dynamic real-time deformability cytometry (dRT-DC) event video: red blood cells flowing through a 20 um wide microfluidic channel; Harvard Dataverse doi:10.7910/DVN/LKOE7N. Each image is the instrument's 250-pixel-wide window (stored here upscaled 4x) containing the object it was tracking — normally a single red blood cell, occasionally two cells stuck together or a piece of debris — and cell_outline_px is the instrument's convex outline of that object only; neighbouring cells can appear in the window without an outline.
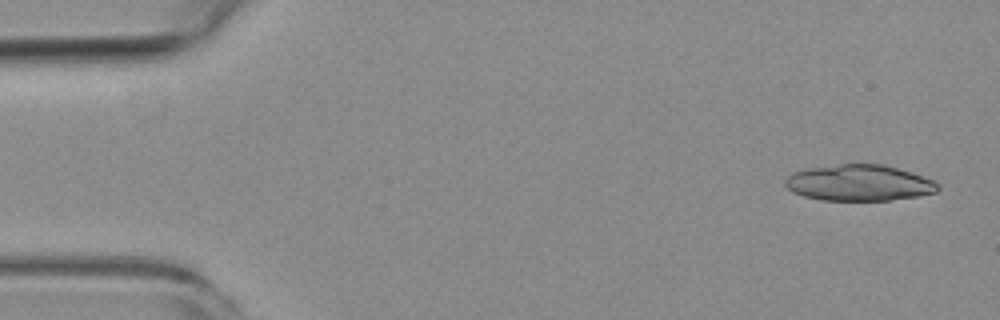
{"species": "common noctule bat (a hibernating species)", "species_latin": "Nyctalus noctula", "temperature_condition": "room temperature", "stored_images_in_passage": 6, "camera_frame_rate_fps": 3000, "um_per_image_px": 0.085, "animal": {"sex": "female", "body_mass_g": 19.3, "forearm_length_mm": 54.1}, "frame": {"image": 1, "passage_image": 1, "time_ms": 0.0, "image_size_px": [1000, 320], "cell_outline_px": [[940, 188], [936, 192], [920, 196], [888, 200], [820, 200], [804, 196], [792, 192], [784, 184], [784, 180], [792, 172], [804, 168], [840, 164], [884, 164], [912, 172], [936, 180], [940, 184]], "centroid_in_image_um": [73.04, 15.53], "position_along_channel_um": 12.0, "area_um2": 32.54}}